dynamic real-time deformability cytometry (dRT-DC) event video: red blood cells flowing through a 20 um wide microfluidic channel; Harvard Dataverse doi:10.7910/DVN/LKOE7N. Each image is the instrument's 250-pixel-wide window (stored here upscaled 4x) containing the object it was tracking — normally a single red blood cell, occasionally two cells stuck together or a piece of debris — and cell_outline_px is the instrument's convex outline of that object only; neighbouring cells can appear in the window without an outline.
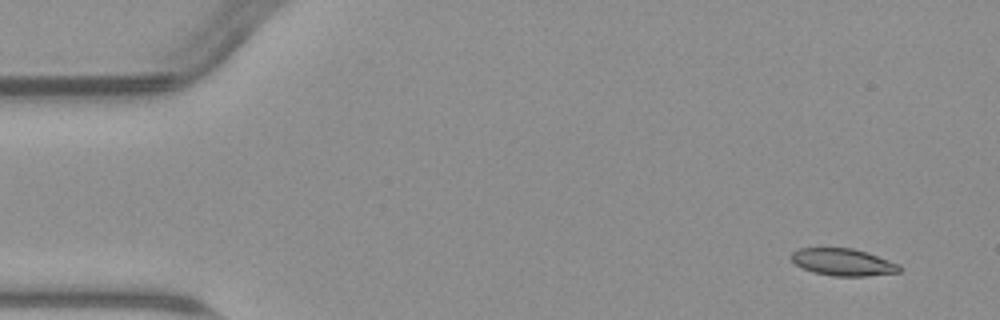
{"species": "common noctule bat (a hibernating species)", "species_latin": "Nyctalus noctula", "temperature_condition": "warm", "stored_images_in_passage": 5, "camera_frame_rate_fps": 3000, "um_per_image_px": 0.085, "animal": {"sex": "male", "body_mass_g": 23.1, "forearm_length_mm": 52.7}, "frame": {"image": 1, "passage_image": 1, "time_ms": 0.0, "image_size_px": [1000, 320], "cell_outline_px": [[904, 268], [900, 272], [868, 276], [832, 276], [812, 272], [796, 264], [792, 260], [792, 252], [800, 248], [852, 248], [868, 252], [900, 264]], "centroid_in_image_um": [71.72, 22.29], "position_along_channel_um": 13.3, "area_um2": 17.22}}
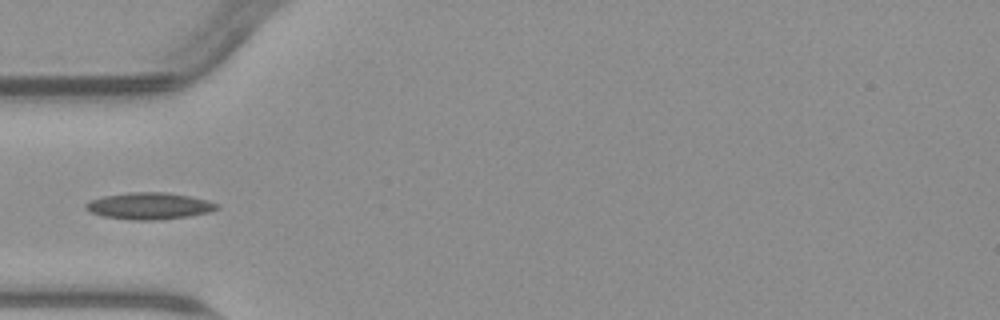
{"frame": {"image": 2, "passage_image": 5, "time_ms": 4.667, "image_size_px": [1000, 320], "cell_outline_px": [[220, 208], [208, 212], [188, 216], [156, 220], [132, 220], [104, 216], [88, 212], [84, 208], [84, 204], [88, 200], [104, 196], [128, 192], [168, 192], [192, 196], [208, 200], [220, 204]], "centroid_in_image_um": [12.68, 17.49], "position_along_channel_um": 72.3, "area_um2": 20.69}}